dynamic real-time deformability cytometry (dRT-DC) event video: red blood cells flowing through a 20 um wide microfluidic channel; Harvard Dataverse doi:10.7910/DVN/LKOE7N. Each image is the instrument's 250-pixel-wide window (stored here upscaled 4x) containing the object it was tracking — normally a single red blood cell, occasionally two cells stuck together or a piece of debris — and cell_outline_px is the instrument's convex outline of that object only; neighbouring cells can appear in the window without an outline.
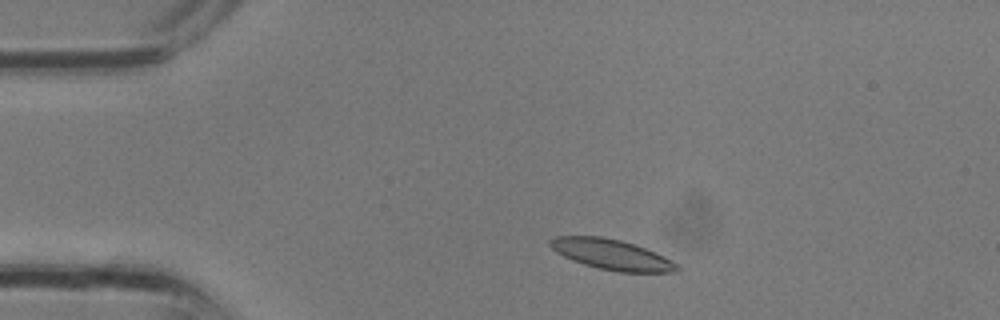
{"species": "common noctule bat (a hibernating species)", "species_latin": "Nyctalus noctula", "temperature_condition": "room temperature", "stored_images_in_passage": 27, "camera_frame_rate_fps": 3000, "um_per_image_px": 0.085, "animal": {"sex": "male", "body_mass_g": 13.3}, "frame": {"image": 1, "passage_image": 2, "time_ms": 0.333, "image_size_px": [1000, 320], "cell_outline_px": [[680, 268], [676, 272], [620, 272], [600, 268], [584, 264], [572, 260], [556, 252], [548, 244], [548, 240], [552, 236], [600, 236], [620, 240], [656, 252], [664, 256], [676, 264]], "centroid_in_image_um": [51.95, 21.62], "position_along_channel_um": 33.0, "area_um2": 22.25}}
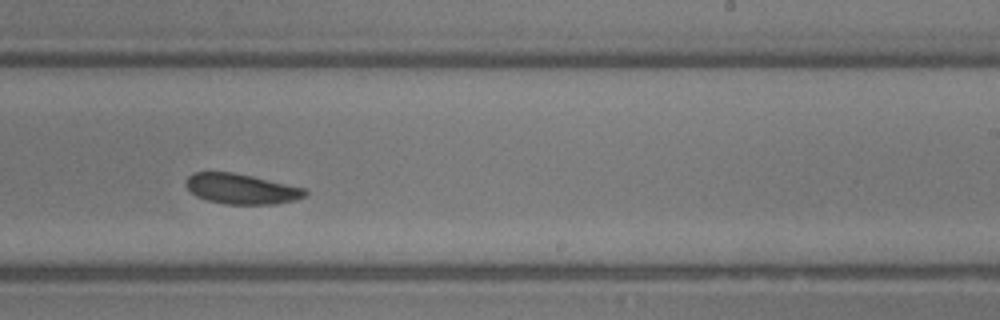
{"frame": {"image": 2, "passage_image": 15, "time_ms": 4.667, "image_size_px": [1000, 320], "cell_outline_px": [[308, 196], [296, 200], [276, 204], [224, 204], [208, 200], [196, 196], [184, 184], [184, 180], [192, 172], [232, 172], [252, 176], [304, 188], [308, 192]], "centroid_in_image_um": [20.51, 16.05], "position_along_channel_um": 268.5, "area_um2": 21.1}}
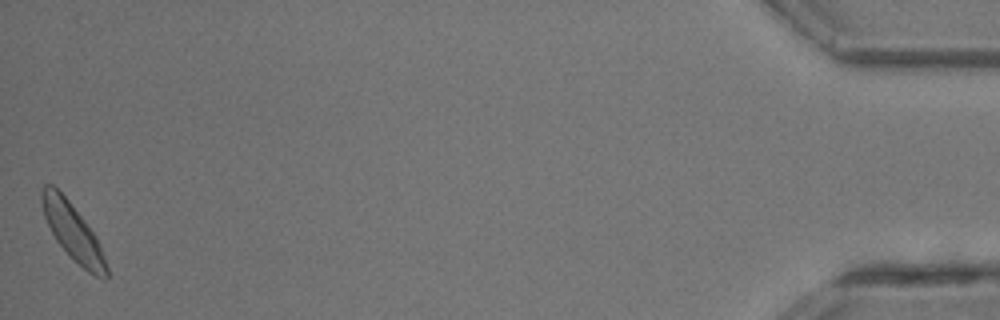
{"frame": {"image": 3, "passage_image": 27, "time_ms": 8.667, "image_size_px": [1000, 320], "cell_outline_px": [[108, 276], [104, 280], [88, 272], [56, 240], [44, 216], [40, 200], [40, 196], [44, 184], [52, 184], [68, 200], [84, 220], [96, 236], [100, 244], [108, 268]], "centroid_in_image_um": [6.2, 19.7], "position_along_channel_um": 429.0, "area_um2": 20.81}}